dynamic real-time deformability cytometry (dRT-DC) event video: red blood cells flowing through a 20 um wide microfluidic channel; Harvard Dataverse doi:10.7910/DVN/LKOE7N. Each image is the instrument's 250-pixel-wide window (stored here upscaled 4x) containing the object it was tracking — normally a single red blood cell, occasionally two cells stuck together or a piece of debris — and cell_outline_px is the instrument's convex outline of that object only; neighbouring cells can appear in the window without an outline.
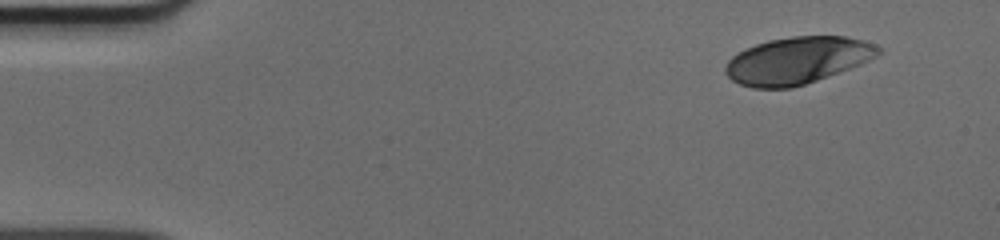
{"species": "human", "species_latin": "Homo sapiens", "temperature_condition": "cold", "stored_images_in_passage": 47, "camera_frame_rate_fps": 3000, "um_per_image_px": 0.085, "donor": {"sex": "male"}, "frame": {"image": 1, "passage_image": 1, "time_ms": 0.0, "image_size_px": [1000, 240], "cell_outline_px": [[884, 52], [860, 64], [816, 80], [792, 88], [752, 88], [740, 84], [732, 80], [724, 72], [724, 68], [728, 60], [732, 56], [756, 44], [768, 40], [792, 36], [844, 36], [864, 40], [876, 44]], "centroid_in_image_um": [67.78, 5.13], "position_along_channel_um": 17.2, "area_um2": 41.67}}
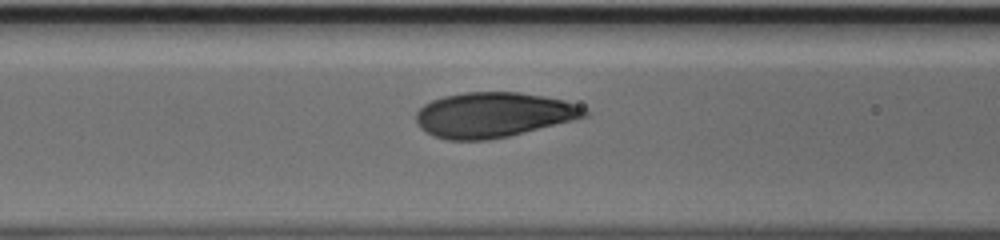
{"frame": {"image": 2, "passage_image": 17, "time_ms": 5.333, "image_size_px": [1000, 240], "cell_outline_px": [[588, 116], [508, 136], [488, 140], [448, 140], [432, 136], [420, 128], [416, 120], [416, 112], [424, 104], [432, 100], [444, 96], [468, 92], [520, 92], [544, 96], [564, 100], [584, 108], [588, 112]], "centroid_in_image_um": [41.9, 9.76], "position_along_channel_um": 124.7, "area_um2": 44.04}}
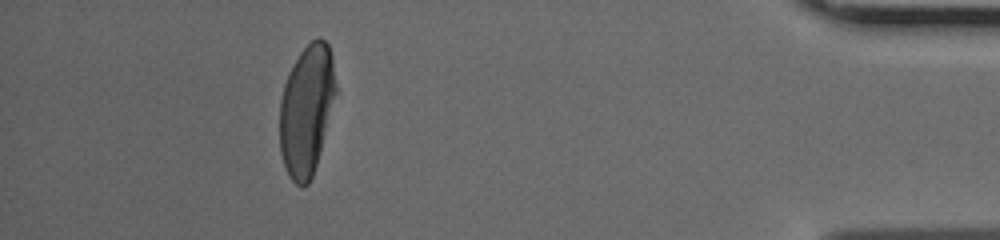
{"frame": {"image": 3, "passage_image": 42, "time_ms": 13.667, "image_size_px": [1000, 240], "cell_outline_px": [[336, 92], [316, 164], [312, 176], [308, 184], [304, 188], [300, 188], [288, 176], [280, 152], [280, 100], [284, 84], [300, 52], [312, 40], [320, 36], [328, 44], [332, 56], [336, 84]], "centroid_in_image_um": [26.05, 9.35], "position_along_channel_um": 409.2, "area_um2": 42.19}}